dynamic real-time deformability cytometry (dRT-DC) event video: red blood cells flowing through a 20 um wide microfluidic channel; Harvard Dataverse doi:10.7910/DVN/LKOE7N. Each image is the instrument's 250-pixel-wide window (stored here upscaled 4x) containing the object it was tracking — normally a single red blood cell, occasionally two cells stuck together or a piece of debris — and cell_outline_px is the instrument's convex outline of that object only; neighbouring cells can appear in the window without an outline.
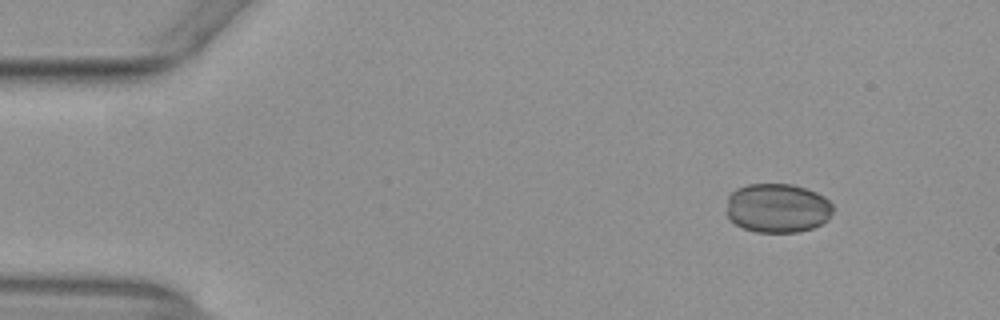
{"species": "common noctule bat (a hibernating species)", "species_latin": "Nyctalus noctula", "temperature_condition": "warm", "stored_images_in_passage": 40, "camera_frame_rate_fps": 3000, "um_per_image_px": 0.085, "animal": {"sex": "female", "body_mass_g": 29.2, "forearm_length_mm": 56.3}, "frame": {"image": 1, "passage_image": 1, "time_ms": 0.0, "image_size_px": [1000, 320], "cell_outline_px": [[832, 212], [828, 220], [812, 228], [800, 232], [756, 232], [744, 228], [728, 220], [724, 212], [728, 196], [736, 188], [748, 184], [792, 184], [808, 188], [824, 196], [832, 204]], "centroid_in_image_um": [66.05, 17.68], "position_along_channel_um": 19.0, "area_um2": 31.04}}
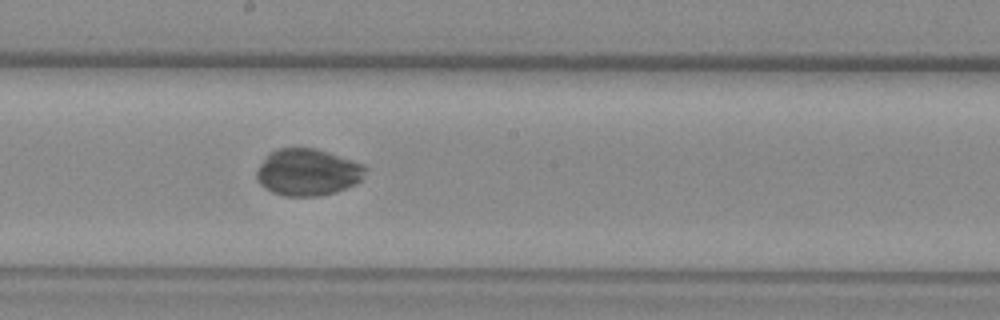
{"frame": {"image": 2, "passage_image": 24, "time_ms": 7.667, "image_size_px": [1000, 320], "cell_outline_px": [[368, 168], [360, 180], [356, 184], [336, 192], [316, 196], [284, 196], [272, 192], [264, 188], [256, 180], [256, 172], [260, 164], [268, 152], [276, 148], [316, 148], [364, 164]], "centroid_in_image_um": [26.13, 14.63], "position_along_channel_um": 222.1, "area_um2": 29.94}}
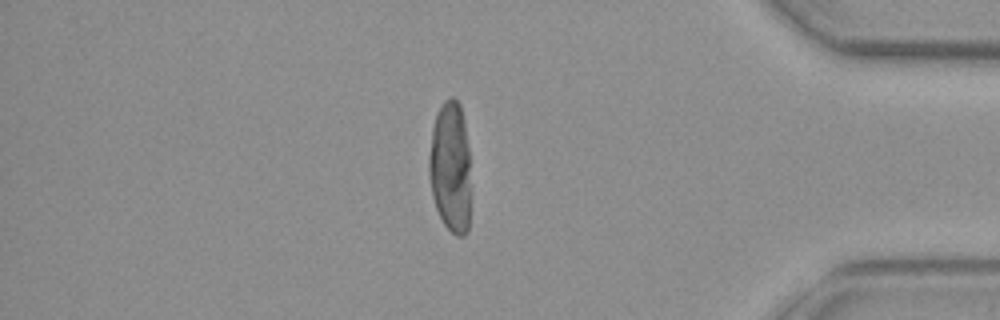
{"frame": {"image": 3, "passage_image": 40, "time_ms": 13.0, "image_size_px": [1000, 320], "cell_outline_px": [[468, 232], [464, 236], [456, 236], [444, 224], [436, 208], [432, 196], [428, 172], [428, 156], [432, 128], [436, 116], [444, 100], [448, 96], [452, 96], [460, 104], [464, 120], [468, 148]], "centroid_in_image_um": [38.25, 14.18], "position_along_channel_um": 397.0, "area_um2": 31.62}}